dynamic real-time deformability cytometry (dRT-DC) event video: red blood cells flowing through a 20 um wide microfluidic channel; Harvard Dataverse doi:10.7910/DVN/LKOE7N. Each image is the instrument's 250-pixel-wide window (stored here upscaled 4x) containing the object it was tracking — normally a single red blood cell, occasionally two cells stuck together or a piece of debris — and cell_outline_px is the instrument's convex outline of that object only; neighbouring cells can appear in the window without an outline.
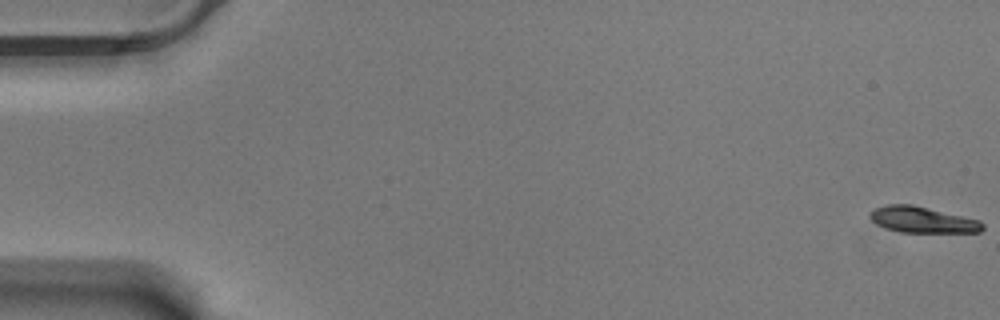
{"species": "Egyptian fruit bat (a non-hibernating species)", "species_latin": "Rousettus aegyptiacus", "temperature_condition": "warm", "stored_images_in_passage": 59, "camera_frame_rate_fps": 3000, "um_per_image_px": 0.085, "animal": {"sex": "male"}, "frame": {"image": 1, "passage_image": 1, "time_ms": 0.0, "image_size_px": [1000, 320], "cell_outline_px": [[984, 228], [980, 232], [900, 232], [884, 228], [876, 224], [868, 216], [876, 208], [888, 204], [912, 204], [980, 220], [984, 224]], "centroid_in_image_um": [78.41, 18.68], "position_along_channel_um": 6.6, "area_um2": 17.05}}
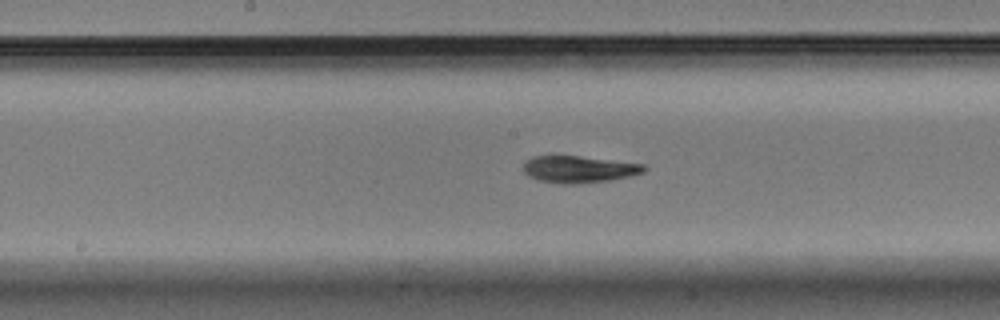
{"frame": {"image": 2, "passage_image": 31, "time_ms": 10.0, "image_size_px": [1000, 320], "cell_outline_px": [[648, 168], [644, 172], [632, 176], [608, 180], [576, 184], [560, 184], [536, 180], [528, 176], [524, 172], [524, 164], [532, 156], [580, 156], [644, 164]], "centroid_in_image_um": [49.22, 14.39], "position_along_channel_um": 199.0, "area_um2": 18.96}}
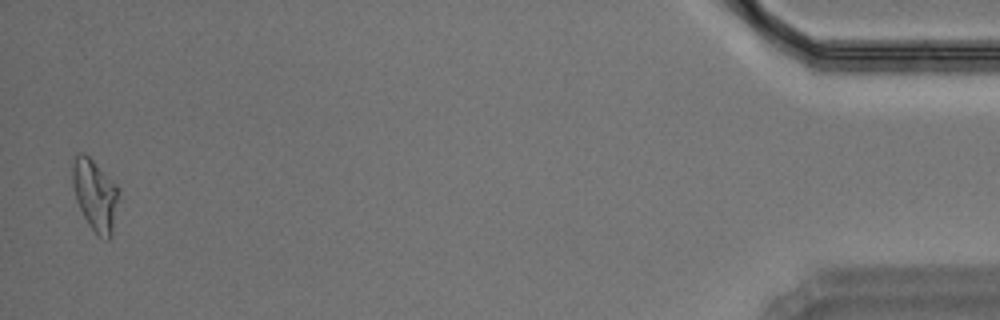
{"frame": {"image": 3, "passage_image": 58, "time_ms": 19.0, "image_size_px": [1000, 320], "cell_outline_px": [[120, 196], [112, 236], [108, 240], [104, 240], [96, 236], [88, 224], [76, 200], [72, 184], [72, 164], [76, 152], [84, 152], [120, 188]], "centroid_in_image_um": [8.1, 16.61], "position_along_channel_um": 427.1, "area_um2": 19.71}, "authors_computed_cell_mechanics": {"area_um2": 18.496, "velocity_mm_per_s": 3.4898, "shape_relaxation_time_tau1_ms": null, "shape_relaxation_time_tau2_ms": 4.2683, "deformation_change_tau1": null, "deformation_change_tau2": 0.1068}}